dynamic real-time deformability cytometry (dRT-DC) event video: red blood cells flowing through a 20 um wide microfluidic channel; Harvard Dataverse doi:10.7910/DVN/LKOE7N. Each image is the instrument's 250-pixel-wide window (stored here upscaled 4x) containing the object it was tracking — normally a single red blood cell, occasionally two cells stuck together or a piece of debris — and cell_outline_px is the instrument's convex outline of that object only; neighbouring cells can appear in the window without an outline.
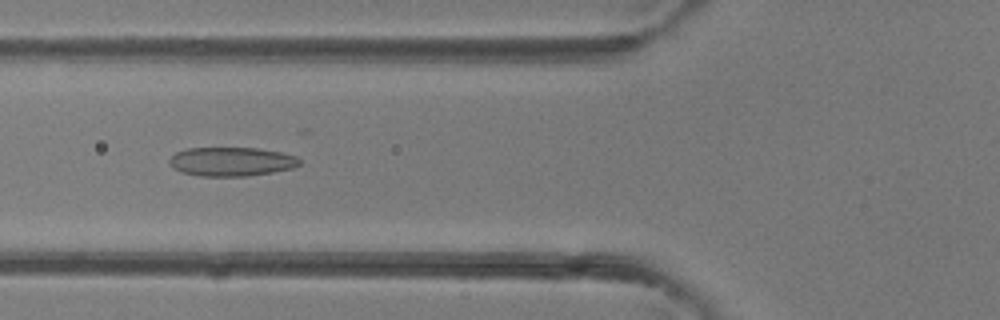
{"species": "common noctule bat (a hibernating species)", "species_latin": "Nyctalus noctula", "temperature_condition": "room temperature", "stored_images_in_passage": 42, "camera_frame_rate_fps": 3000, "um_per_image_px": 0.085, "animal": {"sex": "female"}, "frame": {"image": 1, "passage_image": 16, "time_ms": 5.0, "image_size_px": [1000, 320], "cell_outline_px": [[300, 164], [292, 168], [272, 172], [248, 176], [200, 176], [180, 172], [168, 164], [168, 160], [176, 152], [188, 148], [256, 148], [280, 152], [296, 156], [300, 160]], "centroid_in_image_um": [19.64, 13.74], "position_along_channel_um": 106.2, "area_um2": 21.96}}
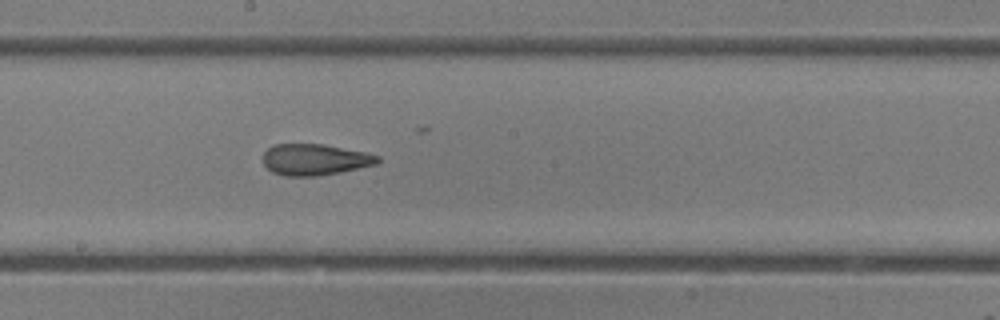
{"frame": {"image": 2, "passage_image": 23, "time_ms": 7.333, "image_size_px": [1000, 320], "cell_outline_px": [[380, 160], [376, 164], [340, 172], [316, 176], [284, 176], [272, 172], [264, 164], [264, 152], [272, 144], [324, 144], [364, 152], [380, 156]], "centroid_in_image_um": [26.75, 13.56], "position_along_channel_um": 221.5, "area_um2": 20.81}}
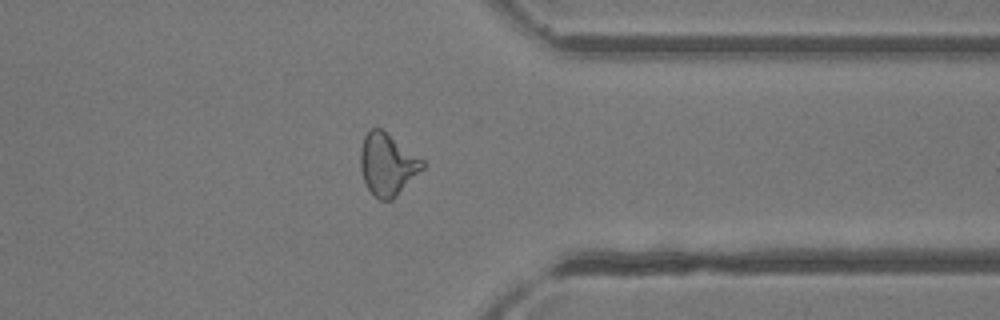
{"frame": {"image": 3, "passage_image": 33, "time_ms": 10.667, "image_size_px": [1000, 320], "cell_outline_px": [[424, 168], [392, 200], [380, 200], [368, 188], [364, 180], [360, 168], [360, 152], [364, 136], [372, 128], [380, 128], [424, 160]], "centroid_in_image_um": [32.93, 13.97], "position_along_channel_um": 378.5, "area_um2": 22.08}}